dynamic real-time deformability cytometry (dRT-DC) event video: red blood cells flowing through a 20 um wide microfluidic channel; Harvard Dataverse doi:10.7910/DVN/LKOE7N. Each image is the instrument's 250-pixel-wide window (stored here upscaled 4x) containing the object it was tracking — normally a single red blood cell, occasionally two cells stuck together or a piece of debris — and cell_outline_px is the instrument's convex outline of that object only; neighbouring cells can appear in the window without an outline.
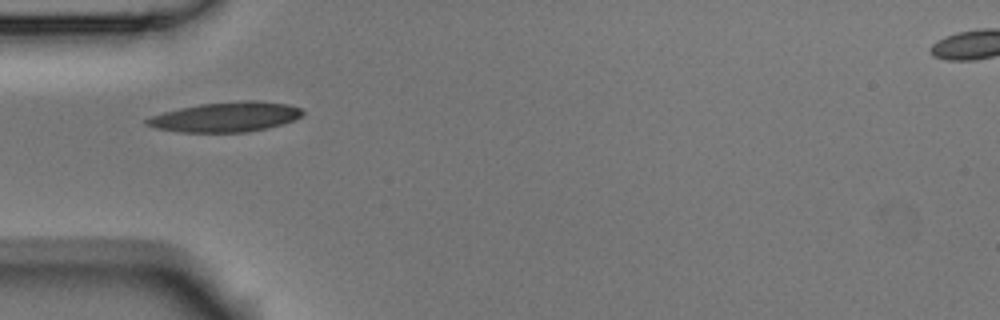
{"species": "Egyptian fruit bat (a non-hibernating species)", "species_latin": "Rousettus aegyptiacus", "temperature_condition": "room temperature", "stored_images_in_passage": 5, "camera_frame_rate_fps": 3000, "um_per_image_px": 0.085, "animal": {"sex": "male"}, "frame": {"image": 1, "passage_image": 1, "time_ms": 0.0, "image_size_px": [1000, 320], "cell_outline_px": [[304, 112], [300, 116], [292, 120], [268, 128], [248, 132], [180, 132], [156, 128], [144, 124], [144, 120], [152, 116], [164, 112], [180, 108], [200, 104], [244, 100], [252, 100], [288, 104], [300, 108]], "centroid_in_image_um": [19.17, 9.94], "position_along_channel_um": 65.8, "area_um2": 26.88}}
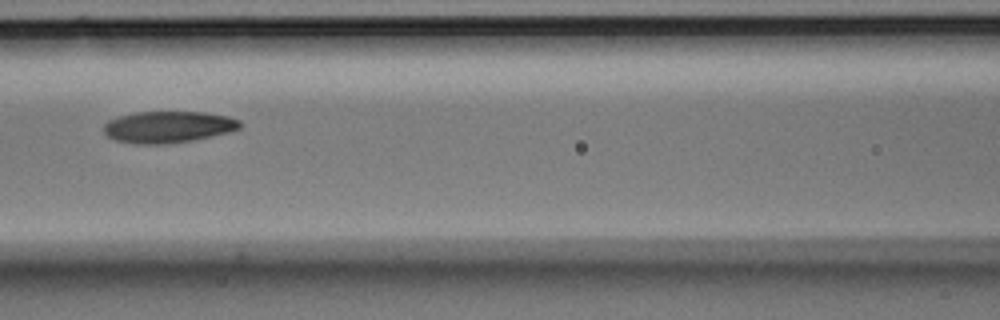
{"frame": {"image": 2, "passage_image": 3, "time_ms": 0.667, "image_size_px": [1000, 320], "cell_outline_px": [[244, 124], [240, 128], [228, 132], [192, 140], [164, 144], [136, 144], [116, 140], [108, 136], [104, 132], [104, 124], [108, 120], [120, 116], [136, 112], [204, 112], [228, 116], [240, 120]], "centroid_in_image_um": [14.31, 10.78], "position_along_channel_um": 152.3, "area_um2": 25.03}}
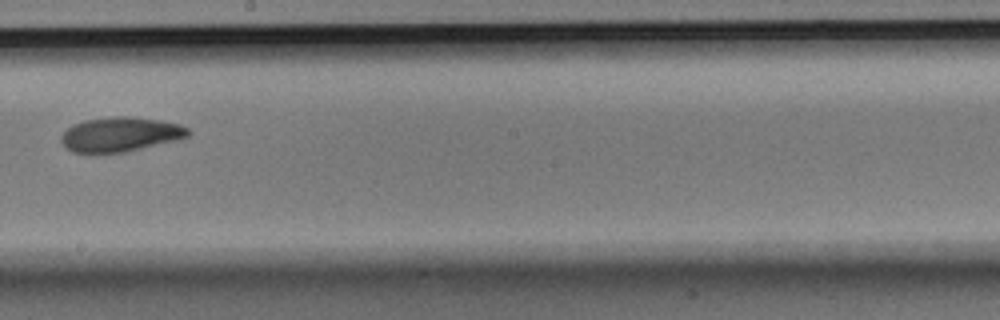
{"frame": {"image": 3, "passage_image": 5, "time_ms": 1.333, "image_size_px": [1000, 320], "cell_outline_px": [[192, 132], [188, 136], [176, 140], [124, 152], [72, 152], [60, 140], [60, 136], [72, 124], [84, 120], [112, 116], [128, 116], [156, 120], [180, 124], [188, 128]], "centroid_in_image_um": [10.23, 11.41], "position_along_channel_um": 238.0, "area_um2": 25.26}}